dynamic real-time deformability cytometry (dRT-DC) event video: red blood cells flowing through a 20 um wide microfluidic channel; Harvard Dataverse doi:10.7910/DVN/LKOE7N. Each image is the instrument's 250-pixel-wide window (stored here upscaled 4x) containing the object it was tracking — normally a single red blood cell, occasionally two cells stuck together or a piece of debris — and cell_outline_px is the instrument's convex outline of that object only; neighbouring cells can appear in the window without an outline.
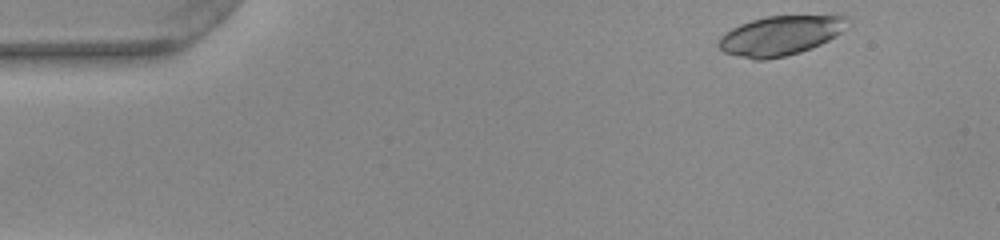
{"species": "common noctule bat (a hibernating species)", "species_latin": "Nyctalus noctula", "temperature_condition": "warm", "stored_images_in_passage": 47, "camera_frame_rate_fps": 3000, "um_per_image_px": 0.085, "animal": {"sex": "female", "body_mass_g": 22.0, "forearm_length_mm": 56.7}, "frame": {"image": 1, "passage_image": 1, "time_ms": 0.0, "image_size_px": [1000, 240], "cell_outline_px": [[848, 16], [840, 32], [828, 40], [820, 44], [800, 52], [784, 56], [764, 60], [752, 60], [724, 52], [716, 44], [720, 36], [724, 32], [740, 24], [752, 20], [768, 16]], "centroid_in_image_um": [66.22, 3.04], "position_along_channel_um": 18.8, "area_um2": 29.19}}
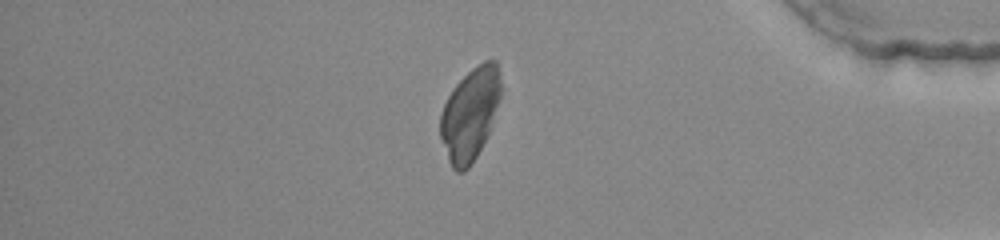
{"frame": {"image": 2, "passage_image": 40, "time_ms": 13.0, "image_size_px": [1000, 240], "cell_outline_px": [[500, 96], [488, 132], [472, 164], [464, 172], [456, 172], [452, 168], [448, 160], [440, 136], [440, 112], [452, 88], [472, 68], [484, 60], [496, 60], [500, 72]], "centroid_in_image_um": [39.92, 9.69], "position_along_channel_um": 395.3, "area_um2": 32.25}}